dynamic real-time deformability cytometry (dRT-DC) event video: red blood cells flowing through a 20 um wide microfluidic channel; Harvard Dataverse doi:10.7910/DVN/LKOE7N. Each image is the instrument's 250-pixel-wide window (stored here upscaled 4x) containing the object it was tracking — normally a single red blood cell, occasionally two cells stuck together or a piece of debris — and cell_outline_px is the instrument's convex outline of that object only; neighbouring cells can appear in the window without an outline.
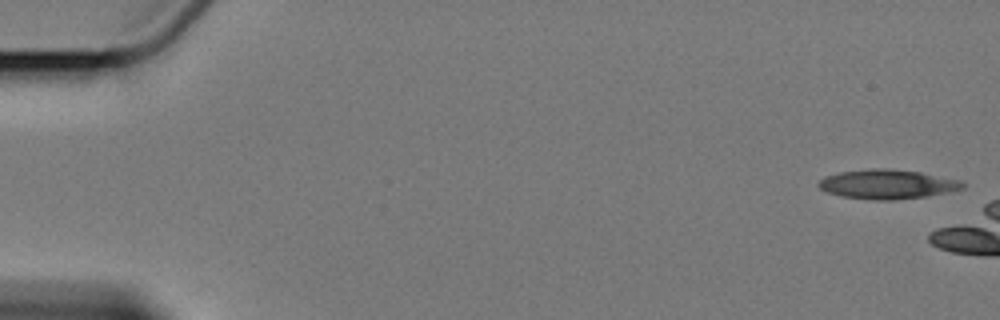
{"species": "Egyptian fruit bat (a non-hibernating species)", "species_latin": "Rousettus aegyptiacus", "temperature_condition": "cold", "stored_images_in_passage": 3, "camera_frame_rate_fps": 3000, "um_per_image_px": 0.085, "animal": {"sex": "female"}, "frame": {"image": 1, "passage_image": 1, "time_ms": 0.0, "image_size_px": [1000, 320], "cell_outline_px": [[964, 188], [952, 192], [928, 196], [892, 200], [872, 200], [840, 196], [824, 192], [816, 184], [824, 176], [840, 172], [872, 168], [888, 168], [920, 172], [960, 180], [964, 184]], "centroid_in_image_um": [75.4, 15.66], "position_along_channel_um": 9.6, "area_um2": 24.91}}